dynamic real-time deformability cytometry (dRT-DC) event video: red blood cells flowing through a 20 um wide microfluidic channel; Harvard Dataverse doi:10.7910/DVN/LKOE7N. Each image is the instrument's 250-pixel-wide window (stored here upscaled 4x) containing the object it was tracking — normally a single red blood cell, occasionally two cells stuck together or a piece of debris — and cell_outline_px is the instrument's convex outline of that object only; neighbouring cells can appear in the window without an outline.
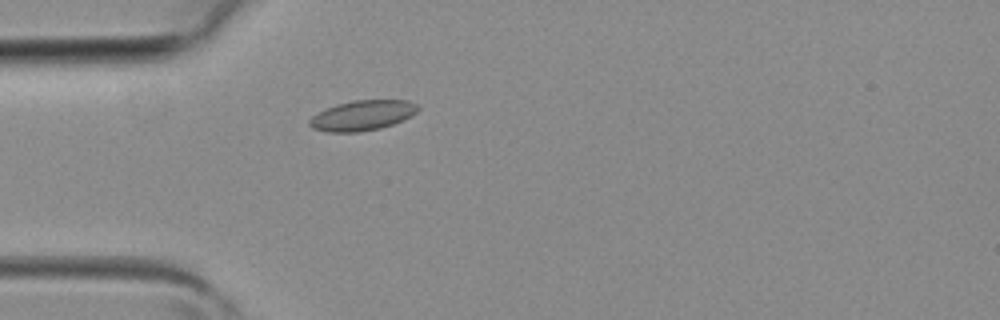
{"species": "common noctule bat (a hibernating species)", "species_latin": "Nyctalus noctula", "temperature_condition": "room temperature", "stored_images_in_passage": 1, "camera_frame_rate_fps": 3000, "um_per_image_px": 0.085, "animal": {"sex": "female", "body_mass_g": 19.3, "forearm_length_mm": 54.1}, "frame": {"image": 1, "passage_image": 1, "time_ms": 0.0, "image_size_px": [1000, 320], "cell_outline_px": [[420, 108], [416, 112], [392, 124], [380, 128], [360, 132], [328, 132], [312, 128], [308, 124], [308, 120], [312, 116], [324, 108], [336, 104], [352, 100], [408, 100], [416, 104]], "centroid_in_image_um": [30.74, 9.8], "position_along_channel_um": 54.3, "area_um2": 19.02}}